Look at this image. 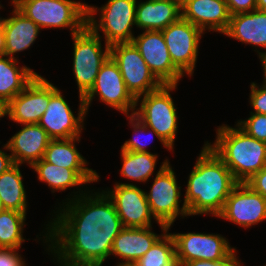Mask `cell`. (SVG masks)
Segmentation results:
<instances>
[{
	"label": "cell",
	"mask_w": 266,
	"mask_h": 266,
	"mask_svg": "<svg viewBox=\"0 0 266 266\" xmlns=\"http://www.w3.org/2000/svg\"><path fill=\"white\" fill-rule=\"evenodd\" d=\"M122 167L120 174L122 177L137 181L147 182L154 173L157 154L151 152H135L121 150Z\"/></svg>",
	"instance_id": "28"
},
{
	"label": "cell",
	"mask_w": 266,
	"mask_h": 266,
	"mask_svg": "<svg viewBox=\"0 0 266 266\" xmlns=\"http://www.w3.org/2000/svg\"><path fill=\"white\" fill-rule=\"evenodd\" d=\"M73 75L76 79L79 97H84L93 87L100 67L110 57V46L102 48L101 35L88 25L73 34Z\"/></svg>",
	"instance_id": "6"
},
{
	"label": "cell",
	"mask_w": 266,
	"mask_h": 266,
	"mask_svg": "<svg viewBox=\"0 0 266 266\" xmlns=\"http://www.w3.org/2000/svg\"><path fill=\"white\" fill-rule=\"evenodd\" d=\"M113 201L116 212L123 227L145 228L151 227L153 218L160 225L162 232L168 226L159 223L151 213L144 190L133 183H115L113 189L104 191Z\"/></svg>",
	"instance_id": "13"
},
{
	"label": "cell",
	"mask_w": 266,
	"mask_h": 266,
	"mask_svg": "<svg viewBox=\"0 0 266 266\" xmlns=\"http://www.w3.org/2000/svg\"><path fill=\"white\" fill-rule=\"evenodd\" d=\"M80 138L51 139L43 159L48 163L68 169H91L86 167L88 165L87 160L76 148L75 143H79Z\"/></svg>",
	"instance_id": "27"
},
{
	"label": "cell",
	"mask_w": 266,
	"mask_h": 266,
	"mask_svg": "<svg viewBox=\"0 0 266 266\" xmlns=\"http://www.w3.org/2000/svg\"><path fill=\"white\" fill-rule=\"evenodd\" d=\"M6 116L5 105L0 101V118Z\"/></svg>",
	"instance_id": "42"
},
{
	"label": "cell",
	"mask_w": 266,
	"mask_h": 266,
	"mask_svg": "<svg viewBox=\"0 0 266 266\" xmlns=\"http://www.w3.org/2000/svg\"><path fill=\"white\" fill-rule=\"evenodd\" d=\"M19 249L0 248V266H26Z\"/></svg>",
	"instance_id": "34"
},
{
	"label": "cell",
	"mask_w": 266,
	"mask_h": 266,
	"mask_svg": "<svg viewBox=\"0 0 266 266\" xmlns=\"http://www.w3.org/2000/svg\"><path fill=\"white\" fill-rule=\"evenodd\" d=\"M59 266H72V265H68V264H63V263H59Z\"/></svg>",
	"instance_id": "45"
},
{
	"label": "cell",
	"mask_w": 266,
	"mask_h": 266,
	"mask_svg": "<svg viewBox=\"0 0 266 266\" xmlns=\"http://www.w3.org/2000/svg\"><path fill=\"white\" fill-rule=\"evenodd\" d=\"M5 55V32L3 30V25L0 19V56Z\"/></svg>",
	"instance_id": "39"
},
{
	"label": "cell",
	"mask_w": 266,
	"mask_h": 266,
	"mask_svg": "<svg viewBox=\"0 0 266 266\" xmlns=\"http://www.w3.org/2000/svg\"><path fill=\"white\" fill-rule=\"evenodd\" d=\"M217 217L250 228L266 220V199L246 183H237Z\"/></svg>",
	"instance_id": "16"
},
{
	"label": "cell",
	"mask_w": 266,
	"mask_h": 266,
	"mask_svg": "<svg viewBox=\"0 0 266 266\" xmlns=\"http://www.w3.org/2000/svg\"><path fill=\"white\" fill-rule=\"evenodd\" d=\"M5 208H4V205H3V202H2V199L0 198V212L1 211H4Z\"/></svg>",
	"instance_id": "43"
},
{
	"label": "cell",
	"mask_w": 266,
	"mask_h": 266,
	"mask_svg": "<svg viewBox=\"0 0 266 266\" xmlns=\"http://www.w3.org/2000/svg\"><path fill=\"white\" fill-rule=\"evenodd\" d=\"M177 86L163 84L159 89L138 97L136 106L140 102V107L134 111V115L154 129L172 151L178 132V116L170 91L177 89Z\"/></svg>",
	"instance_id": "5"
},
{
	"label": "cell",
	"mask_w": 266,
	"mask_h": 266,
	"mask_svg": "<svg viewBox=\"0 0 266 266\" xmlns=\"http://www.w3.org/2000/svg\"><path fill=\"white\" fill-rule=\"evenodd\" d=\"M176 258L179 266L194 260L219 261L237 259L236 248L230 246L226 237L207 233H173Z\"/></svg>",
	"instance_id": "12"
},
{
	"label": "cell",
	"mask_w": 266,
	"mask_h": 266,
	"mask_svg": "<svg viewBox=\"0 0 266 266\" xmlns=\"http://www.w3.org/2000/svg\"><path fill=\"white\" fill-rule=\"evenodd\" d=\"M250 103L254 111L250 113L266 114V83L261 86L252 82L250 85Z\"/></svg>",
	"instance_id": "33"
},
{
	"label": "cell",
	"mask_w": 266,
	"mask_h": 266,
	"mask_svg": "<svg viewBox=\"0 0 266 266\" xmlns=\"http://www.w3.org/2000/svg\"><path fill=\"white\" fill-rule=\"evenodd\" d=\"M50 100V82L40 74L6 106L9 120L19 124H38Z\"/></svg>",
	"instance_id": "17"
},
{
	"label": "cell",
	"mask_w": 266,
	"mask_h": 266,
	"mask_svg": "<svg viewBox=\"0 0 266 266\" xmlns=\"http://www.w3.org/2000/svg\"><path fill=\"white\" fill-rule=\"evenodd\" d=\"M183 266H242L238 259H224L219 261L194 260L186 262Z\"/></svg>",
	"instance_id": "37"
},
{
	"label": "cell",
	"mask_w": 266,
	"mask_h": 266,
	"mask_svg": "<svg viewBox=\"0 0 266 266\" xmlns=\"http://www.w3.org/2000/svg\"><path fill=\"white\" fill-rule=\"evenodd\" d=\"M11 4L42 28H69L71 35L87 25V3L74 0H11Z\"/></svg>",
	"instance_id": "4"
},
{
	"label": "cell",
	"mask_w": 266,
	"mask_h": 266,
	"mask_svg": "<svg viewBox=\"0 0 266 266\" xmlns=\"http://www.w3.org/2000/svg\"><path fill=\"white\" fill-rule=\"evenodd\" d=\"M181 17L204 33L208 30L223 34L228 28L231 14L226 0H184Z\"/></svg>",
	"instance_id": "18"
},
{
	"label": "cell",
	"mask_w": 266,
	"mask_h": 266,
	"mask_svg": "<svg viewBox=\"0 0 266 266\" xmlns=\"http://www.w3.org/2000/svg\"><path fill=\"white\" fill-rule=\"evenodd\" d=\"M137 0H108L105 5H87V25L96 33L101 30L105 44L111 46L117 43H131L132 28L135 26ZM100 12L99 20L95 19ZM99 23V24H98Z\"/></svg>",
	"instance_id": "7"
},
{
	"label": "cell",
	"mask_w": 266,
	"mask_h": 266,
	"mask_svg": "<svg viewBox=\"0 0 266 266\" xmlns=\"http://www.w3.org/2000/svg\"><path fill=\"white\" fill-rule=\"evenodd\" d=\"M18 60L0 56V101L6 106L38 74L27 66L19 67Z\"/></svg>",
	"instance_id": "25"
},
{
	"label": "cell",
	"mask_w": 266,
	"mask_h": 266,
	"mask_svg": "<svg viewBox=\"0 0 266 266\" xmlns=\"http://www.w3.org/2000/svg\"><path fill=\"white\" fill-rule=\"evenodd\" d=\"M14 164L11 154L6 153L0 149V174L4 173L8 168Z\"/></svg>",
	"instance_id": "38"
},
{
	"label": "cell",
	"mask_w": 266,
	"mask_h": 266,
	"mask_svg": "<svg viewBox=\"0 0 266 266\" xmlns=\"http://www.w3.org/2000/svg\"><path fill=\"white\" fill-rule=\"evenodd\" d=\"M8 18H2L1 22L5 32V56L16 58L15 54L30 48L40 32V27L27 18L15 6Z\"/></svg>",
	"instance_id": "22"
},
{
	"label": "cell",
	"mask_w": 266,
	"mask_h": 266,
	"mask_svg": "<svg viewBox=\"0 0 266 266\" xmlns=\"http://www.w3.org/2000/svg\"><path fill=\"white\" fill-rule=\"evenodd\" d=\"M146 199L154 218L171 228L176 218L189 216L187 207H180L181 187L177 184V178L168 159L162 162L159 171L155 175L153 184Z\"/></svg>",
	"instance_id": "8"
},
{
	"label": "cell",
	"mask_w": 266,
	"mask_h": 266,
	"mask_svg": "<svg viewBox=\"0 0 266 266\" xmlns=\"http://www.w3.org/2000/svg\"><path fill=\"white\" fill-rule=\"evenodd\" d=\"M224 35L266 52V11L258 9L232 15Z\"/></svg>",
	"instance_id": "24"
},
{
	"label": "cell",
	"mask_w": 266,
	"mask_h": 266,
	"mask_svg": "<svg viewBox=\"0 0 266 266\" xmlns=\"http://www.w3.org/2000/svg\"><path fill=\"white\" fill-rule=\"evenodd\" d=\"M96 95L99 96L101 102L124 115H130L131 112L134 114L137 107L136 99L127 90L118 64L111 56L100 67L93 87L83 97L87 112Z\"/></svg>",
	"instance_id": "10"
},
{
	"label": "cell",
	"mask_w": 266,
	"mask_h": 266,
	"mask_svg": "<svg viewBox=\"0 0 266 266\" xmlns=\"http://www.w3.org/2000/svg\"><path fill=\"white\" fill-rule=\"evenodd\" d=\"M19 164H13L0 174V198L5 209L27 214V196Z\"/></svg>",
	"instance_id": "26"
},
{
	"label": "cell",
	"mask_w": 266,
	"mask_h": 266,
	"mask_svg": "<svg viewBox=\"0 0 266 266\" xmlns=\"http://www.w3.org/2000/svg\"><path fill=\"white\" fill-rule=\"evenodd\" d=\"M257 53H258V57H259V59H260V61H261V66L263 67V71H264V80H263V83H266V52H263V51H259V50H257L256 51Z\"/></svg>",
	"instance_id": "40"
},
{
	"label": "cell",
	"mask_w": 266,
	"mask_h": 266,
	"mask_svg": "<svg viewBox=\"0 0 266 266\" xmlns=\"http://www.w3.org/2000/svg\"><path fill=\"white\" fill-rule=\"evenodd\" d=\"M152 231L151 227H124L114 239L111 254L122 259L116 266H132L162 236Z\"/></svg>",
	"instance_id": "21"
},
{
	"label": "cell",
	"mask_w": 266,
	"mask_h": 266,
	"mask_svg": "<svg viewBox=\"0 0 266 266\" xmlns=\"http://www.w3.org/2000/svg\"><path fill=\"white\" fill-rule=\"evenodd\" d=\"M196 161L188 177L183 203L189 216L211 214L217 217L238 182L206 143Z\"/></svg>",
	"instance_id": "2"
},
{
	"label": "cell",
	"mask_w": 266,
	"mask_h": 266,
	"mask_svg": "<svg viewBox=\"0 0 266 266\" xmlns=\"http://www.w3.org/2000/svg\"><path fill=\"white\" fill-rule=\"evenodd\" d=\"M132 266H179L172 233L163 231V235Z\"/></svg>",
	"instance_id": "29"
},
{
	"label": "cell",
	"mask_w": 266,
	"mask_h": 266,
	"mask_svg": "<svg viewBox=\"0 0 266 266\" xmlns=\"http://www.w3.org/2000/svg\"><path fill=\"white\" fill-rule=\"evenodd\" d=\"M181 17V4L174 0L137 2L135 25L143 31H162Z\"/></svg>",
	"instance_id": "23"
},
{
	"label": "cell",
	"mask_w": 266,
	"mask_h": 266,
	"mask_svg": "<svg viewBox=\"0 0 266 266\" xmlns=\"http://www.w3.org/2000/svg\"><path fill=\"white\" fill-rule=\"evenodd\" d=\"M26 214L16 210L0 212V248L20 249L25 242L23 227Z\"/></svg>",
	"instance_id": "30"
},
{
	"label": "cell",
	"mask_w": 266,
	"mask_h": 266,
	"mask_svg": "<svg viewBox=\"0 0 266 266\" xmlns=\"http://www.w3.org/2000/svg\"><path fill=\"white\" fill-rule=\"evenodd\" d=\"M79 101L78 116L75 117L61 90L50 82L49 104L38 124L51 139H70L81 136L84 119L88 113L83 97H79Z\"/></svg>",
	"instance_id": "9"
},
{
	"label": "cell",
	"mask_w": 266,
	"mask_h": 266,
	"mask_svg": "<svg viewBox=\"0 0 266 266\" xmlns=\"http://www.w3.org/2000/svg\"><path fill=\"white\" fill-rule=\"evenodd\" d=\"M80 190L81 187L73 192V198H67L59 206L55 218L46 226L48 233L43 241L46 240L47 250L57 257L54 263L102 266L124 227L104 190L95 194L89 189L81 190L82 193Z\"/></svg>",
	"instance_id": "1"
},
{
	"label": "cell",
	"mask_w": 266,
	"mask_h": 266,
	"mask_svg": "<svg viewBox=\"0 0 266 266\" xmlns=\"http://www.w3.org/2000/svg\"><path fill=\"white\" fill-rule=\"evenodd\" d=\"M256 9L266 11V0H257Z\"/></svg>",
	"instance_id": "41"
},
{
	"label": "cell",
	"mask_w": 266,
	"mask_h": 266,
	"mask_svg": "<svg viewBox=\"0 0 266 266\" xmlns=\"http://www.w3.org/2000/svg\"><path fill=\"white\" fill-rule=\"evenodd\" d=\"M223 124L214 143L205 142L230 169L238 183H245L266 164V142L246 134L237 125Z\"/></svg>",
	"instance_id": "3"
},
{
	"label": "cell",
	"mask_w": 266,
	"mask_h": 266,
	"mask_svg": "<svg viewBox=\"0 0 266 266\" xmlns=\"http://www.w3.org/2000/svg\"><path fill=\"white\" fill-rule=\"evenodd\" d=\"M127 117L130 120V126L133 128V133L136 134V137H133V139H129L128 141H125L124 144L121 146V150L126 151H135V152H149L148 149H146V146L148 143H143L140 140L141 135L146 132H148V135L150 133V136L152 133L158 138V140L161 142L163 147L167 148L169 151L172 149L157 135V132L154 129H151L147 127L139 118H137L134 114L127 115ZM140 133V134H139ZM139 137V138H138ZM152 137V136H151ZM150 140V138H148ZM152 141V140H151ZM145 142V141H144Z\"/></svg>",
	"instance_id": "31"
},
{
	"label": "cell",
	"mask_w": 266,
	"mask_h": 266,
	"mask_svg": "<svg viewBox=\"0 0 266 266\" xmlns=\"http://www.w3.org/2000/svg\"><path fill=\"white\" fill-rule=\"evenodd\" d=\"M246 134L259 141L266 142V114L250 113V117L236 124Z\"/></svg>",
	"instance_id": "32"
},
{
	"label": "cell",
	"mask_w": 266,
	"mask_h": 266,
	"mask_svg": "<svg viewBox=\"0 0 266 266\" xmlns=\"http://www.w3.org/2000/svg\"><path fill=\"white\" fill-rule=\"evenodd\" d=\"M245 183L266 199V164Z\"/></svg>",
	"instance_id": "36"
},
{
	"label": "cell",
	"mask_w": 266,
	"mask_h": 266,
	"mask_svg": "<svg viewBox=\"0 0 266 266\" xmlns=\"http://www.w3.org/2000/svg\"><path fill=\"white\" fill-rule=\"evenodd\" d=\"M110 56L118 64L126 88L135 99L163 85L132 42L111 45Z\"/></svg>",
	"instance_id": "11"
},
{
	"label": "cell",
	"mask_w": 266,
	"mask_h": 266,
	"mask_svg": "<svg viewBox=\"0 0 266 266\" xmlns=\"http://www.w3.org/2000/svg\"><path fill=\"white\" fill-rule=\"evenodd\" d=\"M257 0H226L229 12L232 15L246 13L256 9Z\"/></svg>",
	"instance_id": "35"
},
{
	"label": "cell",
	"mask_w": 266,
	"mask_h": 266,
	"mask_svg": "<svg viewBox=\"0 0 266 266\" xmlns=\"http://www.w3.org/2000/svg\"><path fill=\"white\" fill-rule=\"evenodd\" d=\"M173 64L185 75L194 73L199 43L204 32L180 17L162 30Z\"/></svg>",
	"instance_id": "14"
},
{
	"label": "cell",
	"mask_w": 266,
	"mask_h": 266,
	"mask_svg": "<svg viewBox=\"0 0 266 266\" xmlns=\"http://www.w3.org/2000/svg\"><path fill=\"white\" fill-rule=\"evenodd\" d=\"M31 169L38 175L40 182L47 183L52 192L65 191L70 187L85 186L98 182L99 175L93 169H68L46 162L43 158L35 162ZM84 184V185H83Z\"/></svg>",
	"instance_id": "20"
},
{
	"label": "cell",
	"mask_w": 266,
	"mask_h": 266,
	"mask_svg": "<svg viewBox=\"0 0 266 266\" xmlns=\"http://www.w3.org/2000/svg\"><path fill=\"white\" fill-rule=\"evenodd\" d=\"M51 138L39 124H23L22 129L12 136L3 149L11 152L15 164L25 162L31 167L44 157Z\"/></svg>",
	"instance_id": "19"
},
{
	"label": "cell",
	"mask_w": 266,
	"mask_h": 266,
	"mask_svg": "<svg viewBox=\"0 0 266 266\" xmlns=\"http://www.w3.org/2000/svg\"><path fill=\"white\" fill-rule=\"evenodd\" d=\"M150 71L162 84L178 85L185 76L172 62L162 31H144L133 37Z\"/></svg>",
	"instance_id": "15"
},
{
	"label": "cell",
	"mask_w": 266,
	"mask_h": 266,
	"mask_svg": "<svg viewBox=\"0 0 266 266\" xmlns=\"http://www.w3.org/2000/svg\"><path fill=\"white\" fill-rule=\"evenodd\" d=\"M177 1L179 4H182L184 2V0H174Z\"/></svg>",
	"instance_id": "44"
}]
</instances>
